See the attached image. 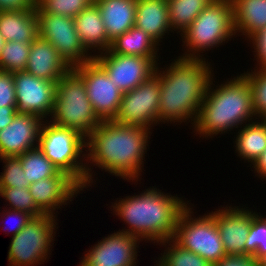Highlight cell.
<instances>
[{"label": "cell", "instance_id": "f35d334b", "mask_svg": "<svg viewBox=\"0 0 266 266\" xmlns=\"http://www.w3.org/2000/svg\"><path fill=\"white\" fill-rule=\"evenodd\" d=\"M37 5V0H0L1 11L31 10Z\"/></svg>", "mask_w": 266, "mask_h": 266}, {"label": "cell", "instance_id": "ba28073f", "mask_svg": "<svg viewBox=\"0 0 266 266\" xmlns=\"http://www.w3.org/2000/svg\"><path fill=\"white\" fill-rule=\"evenodd\" d=\"M189 211L187 206L181 211L172 238L181 247L200 255L213 265L227 255L214 220V213L193 220L189 218Z\"/></svg>", "mask_w": 266, "mask_h": 266}, {"label": "cell", "instance_id": "5bb4252c", "mask_svg": "<svg viewBox=\"0 0 266 266\" xmlns=\"http://www.w3.org/2000/svg\"><path fill=\"white\" fill-rule=\"evenodd\" d=\"M13 76L17 112L37 115L42 119L52 115L56 82L37 78L26 71L14 72Z\"/></svg>", "mask_w": 266, "mask_h": 266}, {"label": "cell", "instance_id": "8fae6325", "mask_svg": "<svg viewBox=\"0 0 266 266\" xmlns=\"http://www.w3.org/2000/svg\"><path fill=\"white\" fill-rule=\"evenodd\" d=\"M136 88L123 93L120 107L113 119L118 124L138 126L148 129L147 125L159 120L160 83L157 72ZM150 123V124H149Z\"/></svg>", "mask_w": 266, "mask_h": 266}, {"label": "cell", "instance_id": "3957f363", "mask_svg": "<svg viewBox=\"0 0 266 266\" xmlns=\"http://www.w3.org/2000/svg\"><path fill=\"white\" fill-rule=\"evenodd\" d=\"M186 206L178 197L164 195L154 188L141 196L119 200L113 208L131 227L123 233L165 244L172 239L177 219Z\"/></svg>", "mask_w": 266, "mask_h": 266}, {"label": "cell", "instance_id": "f1b7e54d", "mask_svg": "<svg viewBox=\"0 0 266 266\" xmlns=\"http://www.w3.org/2000/svg\"><path fill=\"white\" fill-rule=\"evenodd\" d=\"M31 43L5 42L0 52V71H24L30 54Z\"/></svg>", "mask_w": 266, "mask_h": 266}, {"label": "cell", "instance_id": "7402d4cb", "mask_svg": "<svg viewBox=\"0 0 266 266\" xmlns=\"http://www.w3.org/2000/svg\"><path fill=\"white\" fill-rule=\"evenodd\" d=\"M134 26L158 44V40L170 29L167 0H137Z\"/></svg>", "mask_w": 266, "mask_h": 266}, {"label": "cell", "instance_id": "ac0fdd59", "mask_svg": "<svg viewBox=\"0 0 266 266\" xmlns=\"http://www.w3.org/2000/svg\"><path fill=\"white\" fill-rule=\"evenodd\" d=\"M71 69L51 43L39 36L31 43L24 71L37 78L57 83Z\"/></svg>", "mask_w": 266, "mask_h": 266}, {"label": "cell", "instance_id": "836d02e7", "mask_svg": "<svg viewBox=\"0 0 266 266\" xmlns=\"http://www.w3.org/2000/svg\"><path fill=\"white\" fill-rule=\"evenodd\" d=\"M248 80L252 91L253 108L255 115H261L266 118V68L260 69L256 73L244 74Z\"/></svg>", "mask_w": 266, "mask_h": 266}, {"label": "cell", "instance_id": "9a60e30c", "mask_svg": "<svg viewBox=\"0 0 266 266\" xmlns=\"http://www.w3.org/2000/svg\"><path fill=\"white\" fill-rule=\"evenodd\" d=\"M138 239L121 231L114 233L93 246L81 266H133Z\"/></svg>", "mask_w": 266, "mask_h": 266}, {"label": "cell", "instance_id": "d6986e66", "mask_svg": "<svg viewBox=\"0 0 266 266\" xmlns=\"http://www.w3.org/2000/svg\"><path fill=\"white\" fill-rule=\"evenodd\" d=\"M28 189L35 204L45 214L52 215L56 206L71 199L82 187L70 176H55L31 183Z\"/></svg>", "mask_w": 266, "mask_h": 266}, {"label": "cell", "instance_id": "f546056e", "mask_svg": "<svg viewBox=\"0 0 266 266\" xmlns=\"http://www.w3.org/2000/svg\"><path fill=\"white\" fill-rule=\"evenodd\" d=\"M0 195L10 202L14 210L26 212L32 217L45 214L34 202L29 189L26 187L0 188Z\"/></svg>", "mask_w": 266, "mask_h": 266}, {"label": "cell", "instance_id": "d590c367", "mask_svg": "<svg viewBox=\"0 0 266 266\" xmlns=\"http://www.w3.org/2000/svg\"><path fill=\"white\" fill-rule=\"evenodd\" d=\"M16 106L13 72L0 71V107Z\"/></svg>", "mask_w": 266, "mask_h": 266}, {"label": "cell", "instance_id": "2e32d148", "mask_svg": "<svg viewBox=\"0 0 266 266\" xmlns=\"http://www.w3.org/2000/svg\"><path fill=\"white\" fill-rule=\"evenodd\" d=\"M43 120L37 115L17 113L13 121L0 130V157H18L39 142Z\"/></svg>", "mask_w": 266, "mask_h": 266}, {"label": "cell", "instance_id": "6da1fadb", "mask_svg": "<svg viewBox=\"0 0 266 266\" xmlns=\"http://www.w3.org/2000/svg\"><path fill=\"white\" fill-rule=\"evenodd\" d=\"M195 53L179 58L164 75L158 73L160 83L159 121L184 120L195 116L205 98L211 79L210 68ZM191 55V56H190ZM191 116V117H190Z\"/></svg>", "mask_w": 266, "mask_h": 266}, {"label": "cell", "instance_id": "e575fe53", "mask_svg": "<svg viewBox=\"0 0 266 266\" xmlns=\"http://www.w3.org/2000/svg\"><path fill=\"white\" fill-rule=\"evenodd\" d=\"M5 171L0 176V188L10 187H26L30 186V182L26 180V175L22 168L21 160L19 157H3Z\"/></svg>", "mask_w": 266, "mask_h": 266}, {"label": "cell", "instance_id": "d6a6232c", "mask_svg": "<svg viewBox=\"0 0 266 266\" xmlns=\"http://www.w3.org/2000/svg\"><path fill=\"white\" fill-rule=\"evenodd\" d=\"M93 3L92 0H37V5L47 14L73 18Z\"/></svg>", "mask_w": 266, "mask_h": 266}, {"label": "cell", "instance_id": "60d3db41", "mask_svg": "<svg viewBox=\"0 0 266 266\" xmlns=\"http://www.w3.org/2000/svg\"><path fill=\"white\" fill-rule=\"evenodd\" d=\"M12 211H13L12 213H11V210H10V212L7 211V213H6L9 218L13 214L16 216V218H18V217L20 218L18 220L17 225L14 227V230H13L14 232H12L13 236H14L18 232H20L26 226V224L30 221V219H32L33 217L30 214L26 213V212H22V211H18V210H12ZM8 217H6V218H8Z\"/></svg>", "mask_w": 266, "mask_h": 266}, {"label": "cell", "instance_id": "ee69618b", "mask_svg": "<svg viewBox=\"0 0 266 266\" xmlns=\"http://www.w3.org/2000/svg\"><path fill=\"white\" fill-rule=\"evenodd\" d=\"M259 266H266V257L259 261Z\"/></svg>", "mask_w": 266, "mask_h": 266}, {"label": "cell", "instance_id": "ab89813d", "mask_svg": "<svg viewBox=\"0 0 266 266\" xmlns=\"http://www.w3.org/2000/svg\"><path fill=\"white\" fill-rule=\"evenodd\" d=\"M16 106L0 107V130L6 128L17 114Z\"/></svg>", "mask_w": 266, "mask_h": 266}, {"label": "cell", "instance_id": "d4e9b609", "mask_svg": "<svg viewBox=\"0 0 266 266\" xmlns=\"http://www.w3.org/2000/svg\"><path fill=\"white\" fill-rule=\"evenodd\" d=\"M156 44L147 33L133 26L111 41L109 51L115 54L155 58Z\"/></svg>", "mask_w": 266, "mask_h": 266}, {"label": "cell", "instance_id": "1f68e13d", "mask_svg": "<svg viewBox=\"0 0 266 266\" xmlns=\"http://www.w3.org/2000/svg\"><path fill=\"white\" fill-rule=\"evenodd\" d=\"M174 242L168 252L164 253L161 258V266H212L208 261L198 254H195L188 249H185Z\"/></svg>", "mask_w": 266, "mask_h": 266}, {"label": "cell", "instance_id": "30bf717a", "mask_svg": "<svg viewBox=\"0 0 266 266\" xmlns=\"http://www.w3.org/2000/svg\"><path fill=\"white\" fill-rule=\"evenodd\" d=\"M53 214L33 217L26 226L12 237L8 252L11 266H32L46 259L53 240Z\"/></svg>", "mask_w": 266, "mask_h": 266}, {"label": "cell", "instance_id": "74e56055", "mask_svg": "<svg viewBox=\"0 0 266 266\" xmlns=\"http://www.w3.org/2000/svg\"><path fill=\"white\" fill-rule=\"evenodd\" d=\"M253 43L256 45L257 59L261 62V69L266 68V27L259 30L251 37Z\"/></svg>", "mask_w": 266, "mask_h": 266}, {"label": "cell", "instance_id": "44dd1931", "mask_svg": "<svg viewBox=\"0 0 266 266\" xmlns=\"http://www.w3.org/2000/svg\"><path fill=\"white\" fill-rule=\"evenodd\" d=\"M0 34L6 42L32 43L38 37V19L35 8L1 11Z\"/></svg>", "mask_w": 266, "mask_h": 266}, {"label": "cell", "instance_id": "ffe728a7", "mask_svg": "<svg viewBox=\"0 0 266 266\" xmlns=\"http://www.w3.org/2000/svg\"><path fill=\"white\" fill-rule=\"evenodd\" d=\"M137 0H98L108 39L114 40L134 26Z\"/></svg>", "mask_w": 266, "mask_h": 266}, {"label": "cell", "instance_id": "7bdbcfd3", "mask_svg": "<svg viewBox=\"0 0 266 266\" xmlns=\"http://www.w3.org/2000/svg\"><path fill=\"white\" fill-rule=\"evenodd\" d=\"M5 40L4 38L2 37V35L0 34V52H1V49L4 47V44H5Z\"/></svg>", "mask_w": 266, "mask_h": 266}, {"label": "cell", "instance_id": "52a82bcc", "mask_svg": "<svg viewBox=\"0 0 266 266\" xmlns=\"http://www.w3.org/2000/svg\"><path fill=\"white\" fill-rule=\"evenodd\" d=\"M235 32L231 0H213L183 32L190 50L201 51L221 44Z\"/></svg>", "mask_w": 266, "mask_h": 266}, {"label": "cell", "instance_id": "8992f818", "mask_svg": "<svg viewBox=\"0 0 266 266\" xmlns=\"http://www.w3.org/2000/svg\"><path fill=\"white\" fill-rule=\"evenodd\" d=\"M85 140L78 131L51 123L42 127L38 142V148L44 155L82 188L92 179L88 172L90 169L77 161L80 152L82 153L83 147L86 146Z\"/></svg>", "mask_w": 266, "mask_h": 266}, {"label": "cell", "instance_id": "4316f807", "mask_svg": "<svg viewBox=\"0 0 266 266\" xmlns=\"http://www.w3.org/2000/svg\"><path fill=\"white\" fill-rule=\"evenodd\" d=\"M18 157L21 160L26 180H28L30 184L48 177L69 176L61 172L59 168L44 155L37 145L35 148L26 151Z\"/></svg>", "mask_w": 266, "mask_h": 266}, {"label": "cell", "instance_id": "5b68a950", "mask_svg": "<svg viewBox=\"0 0 266 266\" xmlns=\"http://www.w3.org/2000/svg\"><path fill=\"white\" fill-rule=\"evenodd\" d=\"M52 114L53 124L76 130L84 137L102 122L88 99L83 79L73 69L56 83Z\"/></svg>", "mask_w": 266, "mask_h": 266}, {"label": "cell", "instance_id": "7a4b0ae2", "mask_svg": "<svg viewBox=\"0 0 266 266\" xmlns=\"http://www.w3.org/2000/svg\"><path fill=\"white\" fill-rule=\"evenodd\" d=\"M88 137V156L98 167L123 178L138 177L148 129L102 120Z\"/></svg>", "mask_w": 266, "mask_h": 266}, {"label": "cell", "instance_id": "4dcf8cb0", "mask_svg": "<svg viewBox=\"0 0 266 266\" xmlns=\"http://www.w3.org/2000/svg\"><path fill=\"white\" fill-rule=\"evenodd\" d=\"M256 216L251 223L245 243V254L252 255L256 261L266 257V221Z\"/></svg>", "mask_w": 266, "mask_h": 266}, {"label": "cell", "instance_id": "9c48e42d", "mask_svg": "<svg viewBox=\"0 0 266 266\" xmlns=\"http://www.w3.org/2000/svg\"><path fill=\"white\" fill-rule=\"evenodd\" d=\"M35 12L38 19V36L51 43L71 68L93 60V56H85L87 49L76 31L73 17L47 14L38 5Z\"/></svg>", "mask_w": 266, "mask_h": 266}, {"label": "cell", "instance_id": "4fadbf2b", "mask_svg": "<svg viewBox=\"0 0 266 266\" xmlns=\"http://www.w3.org/2000/svg\"><path fill=\"white\" fill-rule=\"evenodd\" d=\"M105 53L108 54L96 55L93 59L123 93L136 88L155 74L156 58L115 54L109 50Z\"/></svg>", "mask_w": 266, "mask_h": 266}, {"label": "cell", "instance_id": "7c38bea8", "mask_svg": "<svg viewBox=\"0 0 266 266\" xmlns=\"http://www.w3.org/2000/svg\"><path fill=\"white\" fill-rule=\"evenodd\" d=\"M72 69L83 79L88 99L97 116L101 120H113L118 113L123 92L94 59Z\"/></svg>", "mask_w": 266, "mask_h": 266}, {"label": "cell", "instance_id": "277c9868", "mask_svg": "<svg viewBox=\"0 0 266 266\" xmlns=\"http://www.w3.org/2000/svg\"><path fill=\"white\" fill-rule=\"evenodd\" d=\"M210 84L209 82L205 98L194 122L200 134L209 136L235 126L237 128L238 124L255 116L252 91L244 75L230 80L225 85L221 84L220 88L211 94Z\"/></svg>", "mask_w": 266, "mask_h": 266}, {"label": "cell", "instance_id": "603a6c76", "mask_svg": "<svg viewBox=\"0 0 266 266\" xmlns=\"http://www.w3.org/2000/svg\"><path fill=\"white\" fill-rule=\"evenodd\" d=\"M76 31L82 44L88 48L98 47L103 51L110 48L104 22L98 7L93 3L74 17Z\"/></svg>", "mask_w": 266, "mask_h": 266}, {"label": "cell", "instance_id": "cb8c5ba5", "mask_svg": "<svg viewBox=\"0 0 266 266\" xmlns=\"http://www.w3.org/2000/svg\"><path fill=\"white\" fill-rule=\"evenodd\" d=\"M235 31L252 37L266 27V0H231Z\"/></svg>", "mask_w": 266, "mask_h": 266}, {"label": "cell", "instance_id": "b9f144b4", "mask_svg": "<svg viewBox=\"0 0 266 266\" xmlns=\"http://www.w3.org/2000/svg\"><path fill=\"white\" fill-rule=\"evenodd\" d=\"M254 168L261 176L266 177V149L263 153L254 161Z\"/></svg>", "mask_w": 266, "mask_h": 266}, {"label": "cell", "instance_id": "8d00e7d4", "mask_svg": "<svg viewBox=\"0 0 266 266\" xmlns=\"http://www.w3.org/2000/svg\"><path fill=\"white\" fill-rule=\"evenodd\" d=\"M212 266H259L252 255H225Z\"/></svg>", "mask_w": 266, "mask_h": 266}, {"label": "cell", "instance_id": "484cf974", "mask_svg": "<svg viewBox=\"0 0 266 266\" xmlns=\"http://www.w3.org/2000/svg\"><path fill=\"white\" fill-rule=\"evenodd\" d=\"M236 148L240 156L254 163L266 149V122L246 124L237 136Z\"/></svg>", "mask_w": 266, "mask_h": 266}, {"label": "cell", "instance_id": "e0dca14e", "mask_svg": "<svg viewBox=\"0 0 266 266\" xmlns=\"http://www.w3.org/2000/svg\"><path fill=\"white\" fill-rule=\"evenodd\" d=\"M230 208L214 212V220L226 254L244 255L250 226L257 215L244 209Z\"/></svg>", "mask_w": 266, "mask_h": 266}, {"label": "cell", "instance_id": "83f0119b", "mask_svg": "<svg viewBox=\"0 0 266 266\" xmlns=\"http://www.w3.org/2000/svg\"><path fill=\"white\" fill-rule=\"evenodd\" d=\"M213 0H167L170 28L184 32Z\"/></svg>", "mask_w": 266, "mask_h": 266}]
</instances>
